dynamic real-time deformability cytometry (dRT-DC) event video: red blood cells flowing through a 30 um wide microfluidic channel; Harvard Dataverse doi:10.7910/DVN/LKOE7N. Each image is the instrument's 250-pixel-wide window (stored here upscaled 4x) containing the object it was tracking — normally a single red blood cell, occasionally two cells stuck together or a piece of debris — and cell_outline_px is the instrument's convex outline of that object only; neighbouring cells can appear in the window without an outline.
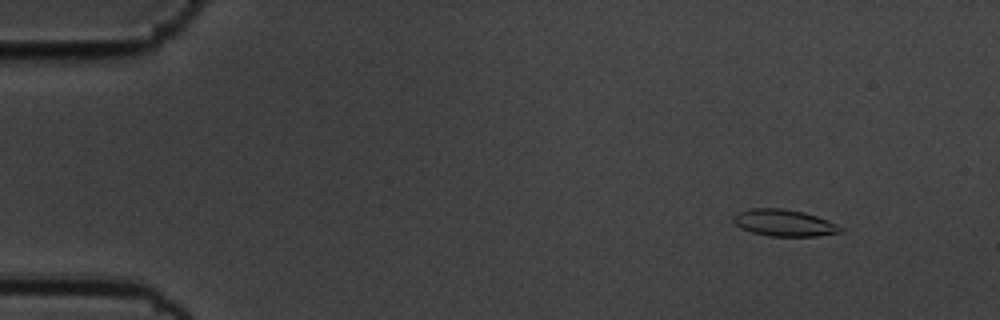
{"species": "common noctule bat (a hibernating species)", "species_latin": "Nyctalus noctula", "temperature_condition": "cold", "stored_images_in_passage": 55, "camera_frame_rate_fps": 3000, "um_per_image_px": 0.085, "animal": {"sex": "male", "body_mass_g": 19.5, "forearm_length_mm": 54.6}, "frame": {"image": 1, "passage_image": 5, "time_ms": 1.333, "image_size_px": [1000, 320], "cell_outline_px": [[844, 232], [816, 236], [768, 236], [752, 232], [740, 228], [732, 220], [732, 216], [736, 212], [748, 208], [784, 208], [804, 212], [828, 220], [844, 228]], "centroid_in_image_um": [66.63, 18.93], "position_along_channel_um": 18.4, "area_um2": 16.94}}
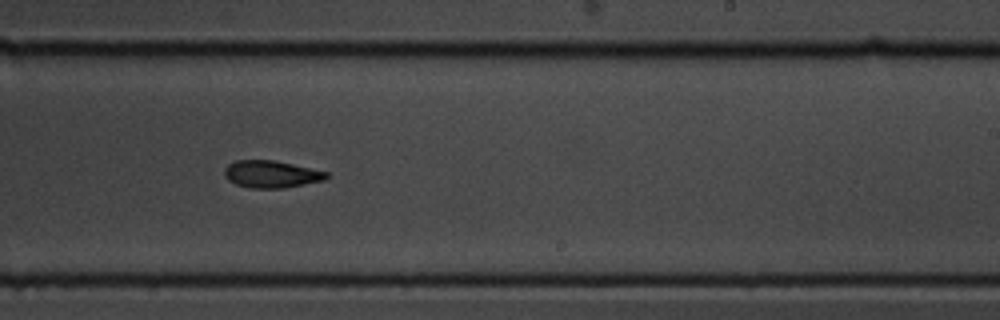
{"frame": {"image": 2, "passage_image": 34, "time_ms": 11.0, "image_size_px": [1000, 320], "cell_outline_px": [[328, 176], [324, 180], [284, 188], [252, 188], [236, 184], [228, 180], [224, 176], [224, 168], [228, 164], [236, 160], [276, 160], [328, 172]], "centroid_in_image_um": [23.04, 14.79], "position_along_channel_um": 266.0, "area_um2": 16.18}}
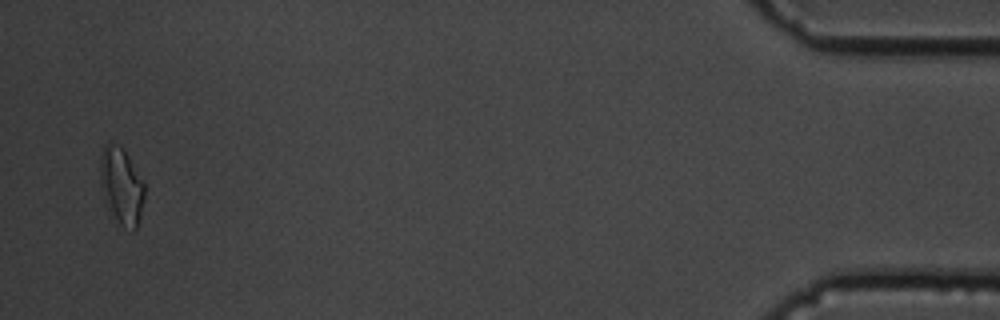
{"frame": {"image": 3, "passage_image": 54, "time_ms": 17.667, "image_size_px": [1000, 320], "cell_outline_px": [[144, 196], [140, 216], [136, 228], [132, 232], [120, 224], [104, 200], [100, 184], [100, 156], [104, 144], [112, 144], [124, 148], [144, 180]], "centroid_in_image_um": [10.33, 15.78], "position_along_channel_um": 424.9, "area_um2": 19.83}, "authors_computed_cell_mechanics": {"area_um2": 16.5308, "velocity_mm_per_s": 3.5758, "shape_relaxation_time_tau1_ms": 6.5584, "shape_relaxation_time_tau2_ms": 5.6989, "deformation_change_tau1": 0.2089, "deformation_change_tau2": 0.1297}}